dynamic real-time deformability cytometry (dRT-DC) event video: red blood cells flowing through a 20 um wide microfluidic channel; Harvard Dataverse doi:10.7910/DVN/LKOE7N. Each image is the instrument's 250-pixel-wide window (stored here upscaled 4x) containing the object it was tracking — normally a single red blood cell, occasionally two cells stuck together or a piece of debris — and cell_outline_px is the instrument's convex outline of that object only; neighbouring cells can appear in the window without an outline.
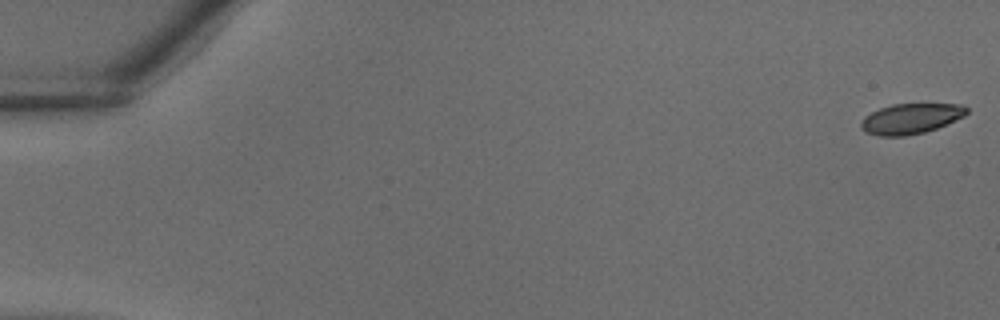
{"species": "common noctule bat (a hibernating species)", "species_latin": "Nyctalus noctula", "temperature_condition": "warm", "stored_images_in_passage": 38, "camera_frame_rate_fps": 3000, "um_per_image_px": 0.085, "animal": {"sex": "male", "body_mass_g": 18.8}, "frame": {"image": 1, "passage_image": 1, "time_ms": 0.0, "image_size_px": [1000, 320], "cell_outline_px": [[968, 112], [964, 116], [936, 128], [924, 132], [904, 136], [880, 136], [868, 132], [860, 124], [864, 116], [880, 108], [892, 104], [964, 104], [968, 108]], "centroid_in_image_um": [77.44, 10.07], "position_along_channel_um": 7.6, "area_um2": 18.44}}
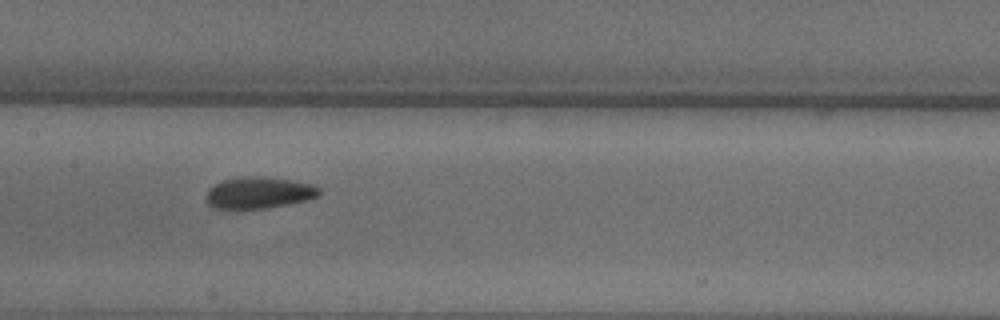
{"frame": {"image": 2, "passage_image": 20, "time_ms": 6.333, "image_size_px": [1000, 320], "cell_outline_px": [[320, 196], [308, 200], [268, 208], [212, 208], [208, 204], [208, 188], [224, 180], [240, 176], [264, 176], [312, 184], [320, 188]], "centroid_in_image_um": [22.04, 16.37], "position_along_channel_um": 185.4, "area_um2": 20.69}}
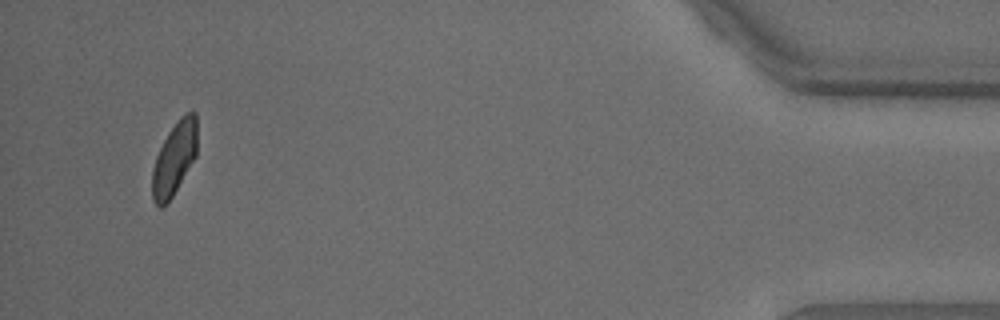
{"frame": {"image": 3, "passage_image": 37, "time_ms": 12.0, "image_size_px": [1000, 320], "cell_outline_px": [[196, 156], [172, 196], [160, 208], [152, 200], [152, 168], [156, 156], [168, 132], [180, 116], [184, 112], [196, 112]], "centroid_in_image_um": [14.81, 13.45], "position_along_channel_um": 420.4, "area_um2": 18.9}}